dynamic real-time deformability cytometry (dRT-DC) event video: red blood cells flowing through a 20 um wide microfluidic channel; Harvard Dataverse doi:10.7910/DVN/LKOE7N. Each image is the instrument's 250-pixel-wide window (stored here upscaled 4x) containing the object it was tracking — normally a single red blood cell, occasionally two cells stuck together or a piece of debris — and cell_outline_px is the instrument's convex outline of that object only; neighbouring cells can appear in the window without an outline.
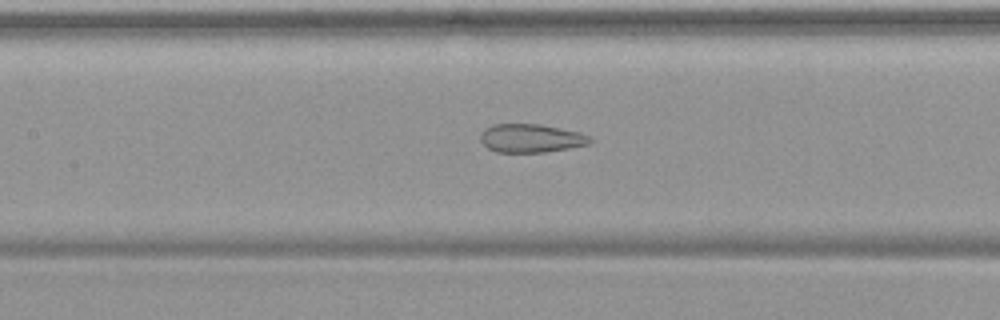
{"species": "common noctule bat (a hibernating species)", "species_latin": "Nyctalus noctula", "temperature_condition": "warm", "stored_images_in_passage": 53, "camera_frame_rate_fps": 3000, "um_per_image_px": 0.085, "animal": {"sex": "female", "body_mass_g": 19.9}, "frame": {"image": 1, "passage_image": 25, "time_ms": 8.0, "image_size_px": [1000, 320], "cell_outline_px": [[592, 144], [544, 152], [496, 152], [488, 148], [480, 140], [480, 136], [484, 128], [492, 124], [540, 124], [580, 132], [592, 136]], "centroid_in_image_um": [45.16, 11.74], "position_along_channel_um": 162.2, "area_um2": 18.32}}
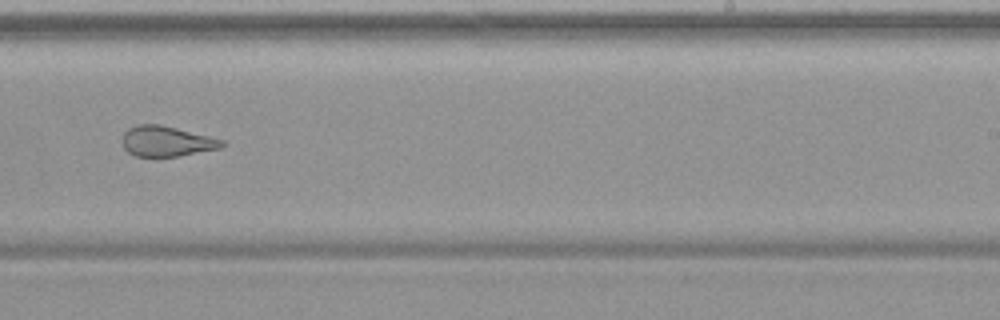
{"frame": {"image": 2, "passage_image": 34, "time_ms": 11.0, "image_size_px": [1000, 320], "cell_outline_px": [[228, 144], [220, 148], [180, 156], [136, 156], [128, 152], [124, 148], [120, 140], [124, 132], [128, 128], [136, 124], [160, 124], [224, 140]], "centroid_in_image_um": [14.13, 12.0], "position_along_channel_um": 274.9, "area_um2": 17.74}}
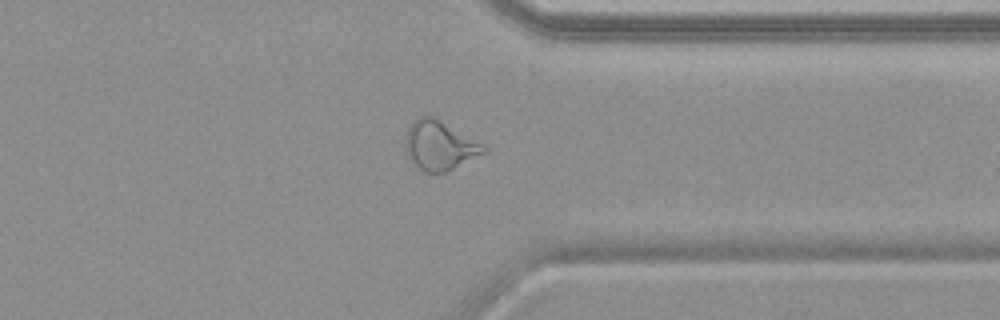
{"frame": {"image": 3, "passage_image": 42, "time_ms": 13.667, "image_size_px": [1000, 320], "cell_outline_px": [[488, 152], [444, 172], [424, 172], [412, 160], [404, 144], [408, 128], [412, 120], [420, 116], [436, 116], [484, 144], [488, 148]], "centroid_in_image_um": [37.41, 12.32], "position_along_channel_um": 374.0, "area_um2": 22.48}, "authors_computed_cell_mechanics": {"area_um2": 24.4494, "velocity_mm_per_s": 3.7698, "shape_relaxation_time_tau1_ms": null, "shape_relaxation_time_tau2_ms": 1.369, "deformation_change_tau1": null, "deformation_change_tau2": 0.1056}}